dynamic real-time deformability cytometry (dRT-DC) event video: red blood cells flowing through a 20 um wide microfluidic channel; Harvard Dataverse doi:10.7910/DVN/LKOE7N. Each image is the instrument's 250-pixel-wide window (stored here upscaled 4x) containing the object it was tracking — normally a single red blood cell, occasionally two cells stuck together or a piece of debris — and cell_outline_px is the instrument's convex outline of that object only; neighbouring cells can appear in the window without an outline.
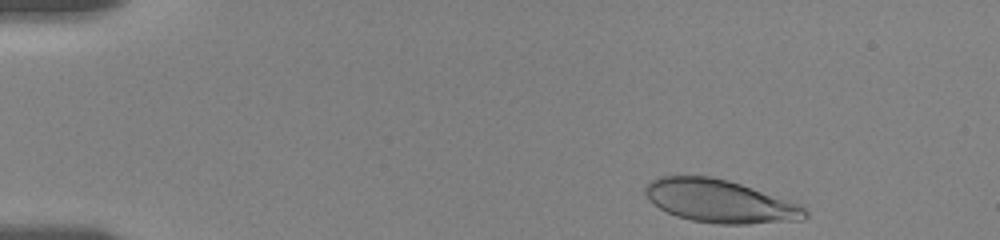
{"species": "human", "species_latin": "Homo sapiens", "temperature_condition": "room temperature", "stored_images_in_passage": 19, "camera_frame_rate_fps": 3000, "um_per_image_px": 0.085, "donor": {"sex": "female"}, "frame": {"image": 1, "passage_image": 1, "time_ms": 0.0, "image_size_px": [1000, 240], "cell_outline_px": [[808, 216], [804, 220], [748, 224], [720, 224], [692, 220], [676, 216], [660, 208], [648, 200], [644, 192], [644, 188], [652, 180], [660, 176], [712, 176], [728, 180], [800, 204], [808, 212]], "centroid_in_image_um": [61.2, 17.11], "position_along_channel_um": 23.8, "area_um2": 39.88}}
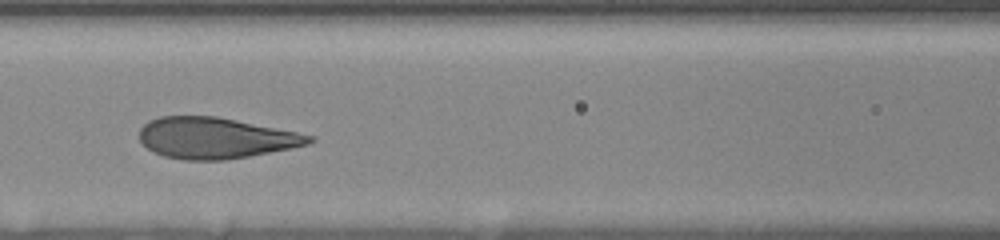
{"frame": {"image": 2, "passage_image": 14, "time_ms": 6.0, "image_size_px": [1000, 240], "cell_outline_px": [[316, 140], [308, 144], [292, 148], [248, 156], [224, 160], [184, 160], [164, 156], [152, 152], [140, 144], [140, 128], [148, 120], [160, 116], [216, 116], [316, 136]], "centroid_in_image_um": [18.28, 11.73], "position_along_channel_um": 148.3, "area_um2": 40.69}}
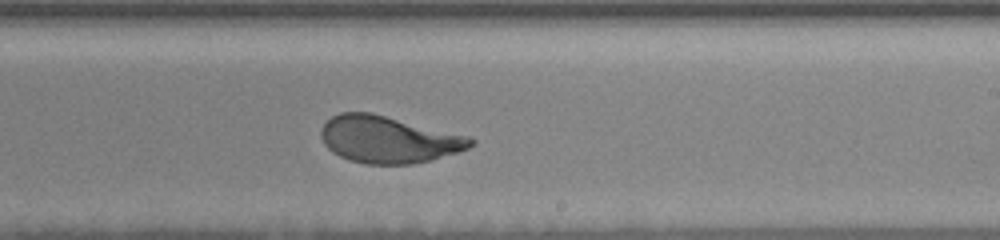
{"frame": {"image": 3, "passage_image": 19, "time_ms": 9.0, "image_size_px": [1000, 240], "cell_outline_px": [[476, 144], [468, 148], [432, 160], [412, 164], [364, 164], [348, 160], [332, 152], [324, 144], [320, 136], [320, 128], [332, 116], [340, 112], [372, 112], [472, 136], [476, 140]], "centroid_in_image_um": [33.04, 11.85], "position_along_channel_um": 256.0, "area_um2": 41.5}}